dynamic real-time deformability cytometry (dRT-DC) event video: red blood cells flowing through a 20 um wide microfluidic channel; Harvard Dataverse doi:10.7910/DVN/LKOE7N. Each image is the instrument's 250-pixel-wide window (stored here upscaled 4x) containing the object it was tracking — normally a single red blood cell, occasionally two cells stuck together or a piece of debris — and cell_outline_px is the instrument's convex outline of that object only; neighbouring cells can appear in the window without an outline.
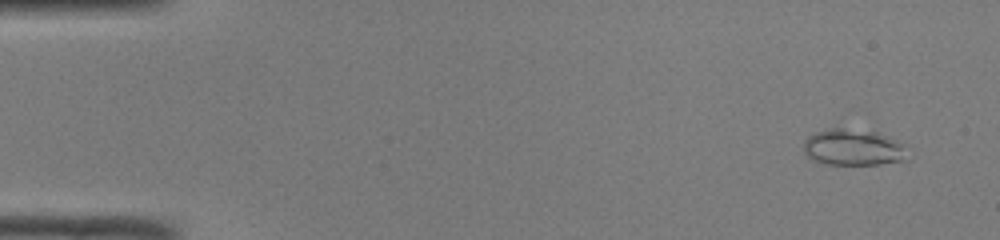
{"species": "common noctule bat (a hibernating species)", "species_latin": "Nyctalus noctula", "temperature_condition": "room temperature", "stored_images_in_passage": 50, "camera_frame_rate_fps": 3000, "um_per_image_px": 0.085, "animal": {"sex": "male", "body_mass_g": 19.0, "forearm_length_mm": 50.8}, "frame": {"image": 1, "passage_image": 4, "time_ms": 1.0, "image_size_px": [1000, 240], "cell_outline_px": [[908, 160], [880, 164], [824, 164], [812, 160], [804, 152], [804, 140], [808, 136], [816, 132], [832, 128], [840, 128], [876, 132], [888, 136], [904, 144]], "centroid_in_image_um": [72.53, 12.54], "position_along_channel_um": 12.5, "area_um2": 22.02}}
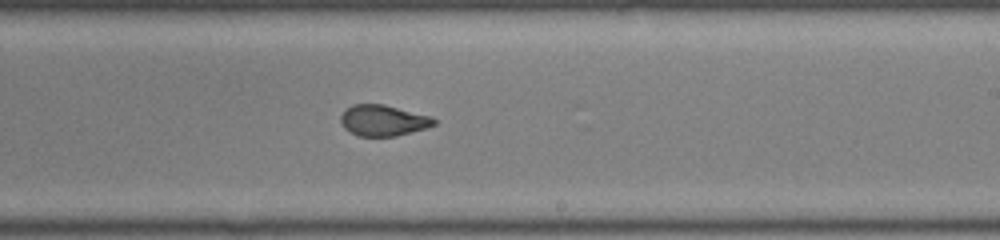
{"frame": {"image": 2, "passage_image": 31, "time_ms": 10.0, "image_size_px": [1000, 240], "cell_outline_px": [[436, 124], [424, 128], [396, 136], [356, 136], [344, 128], [340, 120], [340, 116], [344, 108], [352, 104], [384, 104], [432, 116], [436, 120]], "centroid_in_image_um": [32.53, 10.22], "position_along_channel_um": 256.5, "area_um2": 16.99}}
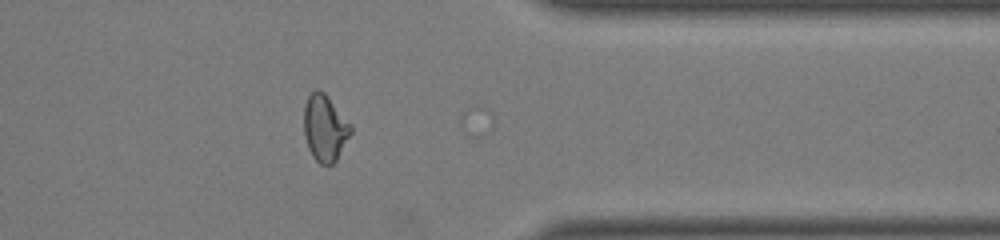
{"frame": {"image": 3, "passage_image": 41, "time_ms": 13.333, "image_size_px": [1000, 240], "cell_outline_px": [[352, 132], [336, 160], [332, 164], [320, 164], [312, 156], [308, 148], [304, 136], [304, 104], [308, 96], [316, 88], [324, 92], [352, 128]], "centroid_in_image_um": [27.58, 10.89], "position_along_channel_um": 383.8, "area_um2": 17.86}, "authors_computed_cell_mechanics": {"area_um2": 18.4671, "velocity_mm_per_s": 4.1329, "shape_relaxation_time_tau1_ms": null, "shape_relaxation_time_tau2_ms": 1.0381, "deformation_change_tau1": null, "deformation_change_tau2": 0.0571}}